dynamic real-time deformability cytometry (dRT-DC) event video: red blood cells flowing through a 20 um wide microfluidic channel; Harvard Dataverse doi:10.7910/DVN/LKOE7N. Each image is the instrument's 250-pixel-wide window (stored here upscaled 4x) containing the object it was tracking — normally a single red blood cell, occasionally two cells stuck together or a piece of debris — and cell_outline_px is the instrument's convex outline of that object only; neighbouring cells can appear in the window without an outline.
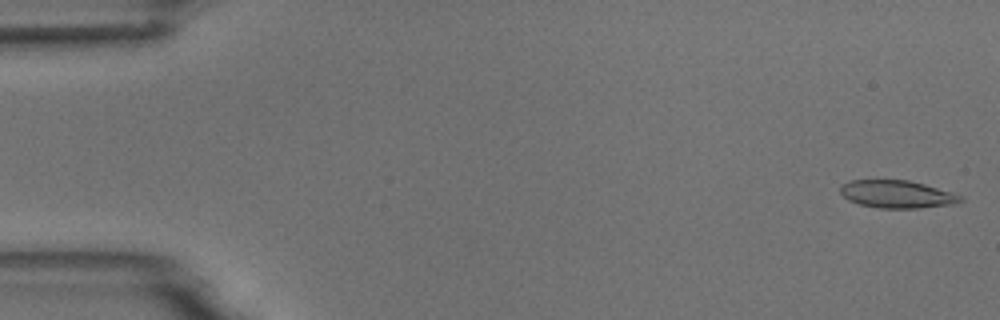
{"species": "common noctule bat (a hibernating species)", "species_latin": "Nyctalus noctula", "temperature_condition": "room temperature", "stored_images_in_passage": 15, "camera_frame_rate_fps": 3000, "um_per_image_px": 0.085, "animal": {"sex": "male", "body_mass_g": 18.8}, "frame": {"image": 1, "passage_image": 1, "time_ms": 0.0, "image_size_px": [1000, 320], "cell_outline_px": [[964, 200], [956, 204], [920, 208], [880, 208], [860, 204], [848, 200], [840, 192], [840, 184], [852, 180], [908, 180], [924, 184], [964, 196]], "centroid_in_image_um": [76.26, 16.51], "position_along_channel_um": 8.7, "area_um2": 19.42}}
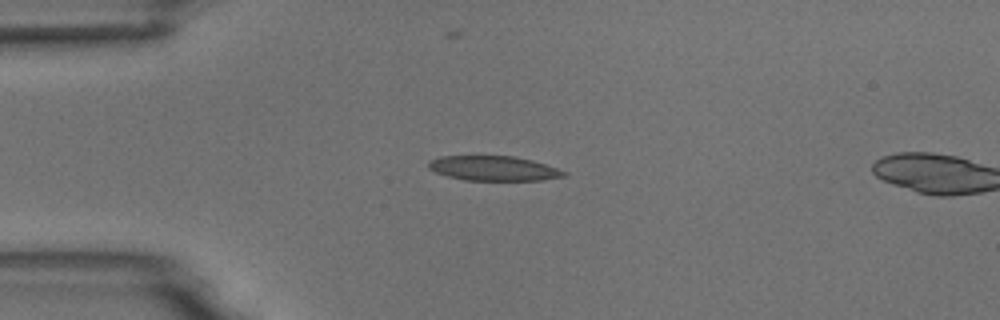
{"frame": {"image": 2, "passage_image": 13, "time_ms": 4.0, "image_size_px": [1000, 320], "cell_outline_px": [[568, 176], [544, 180], [464, 180], [448, 176], [436, 172], [428, 168], [428, 160], [440, 156], [512, 156], [532, 160], [568, 172]], "centroid_in_image_um": [41.96, 14.31], "position_along_channel_um": 43.0, "area_um2": 19.54}}